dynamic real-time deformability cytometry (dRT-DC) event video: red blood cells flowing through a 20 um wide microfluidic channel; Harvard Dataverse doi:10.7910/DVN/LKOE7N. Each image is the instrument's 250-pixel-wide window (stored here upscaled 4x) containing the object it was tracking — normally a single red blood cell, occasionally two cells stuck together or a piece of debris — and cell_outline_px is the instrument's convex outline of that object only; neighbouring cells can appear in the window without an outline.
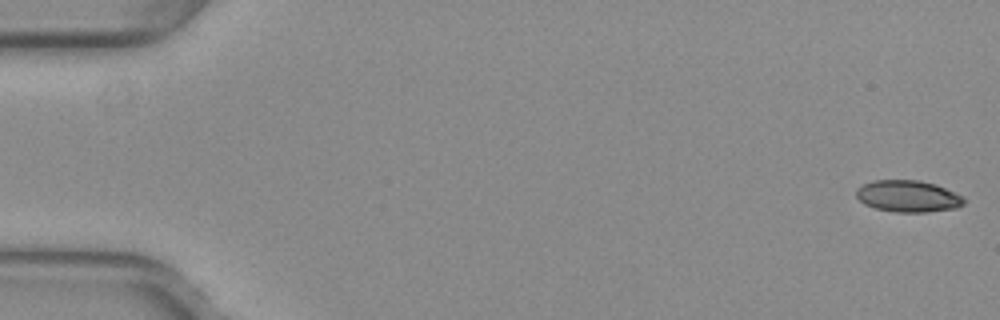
{"species": "common noctule bat (a hibernating species)", "species_latin": "Nyctalus noctula", "temperature_condition": "warm", "stored_images_in_passage": 8, "camera_frame_rate_fps": 3000, "um_per_image_px": 0.085, "animal": {"sex": "female", "body_mass_g": 29.2, "forearm_length_mm": 56.3}, "frame": {"image": 1, "passage_image": 1, "time_ms": 0.0, "image_size_px": [1000, 320], "cell_outline_px": [[964, 204], [956, 208], [928, 212], [896, 212], [876, 208], [864, 204], [856, 196], [856, 188], [864, 184], [876, 180], [920, 180], [936, 184], [964, 196]], "centroid_in_image_um": [77.2, 16.67], "position_along_channel_um": 7.8, "area_um2": 19.94}}